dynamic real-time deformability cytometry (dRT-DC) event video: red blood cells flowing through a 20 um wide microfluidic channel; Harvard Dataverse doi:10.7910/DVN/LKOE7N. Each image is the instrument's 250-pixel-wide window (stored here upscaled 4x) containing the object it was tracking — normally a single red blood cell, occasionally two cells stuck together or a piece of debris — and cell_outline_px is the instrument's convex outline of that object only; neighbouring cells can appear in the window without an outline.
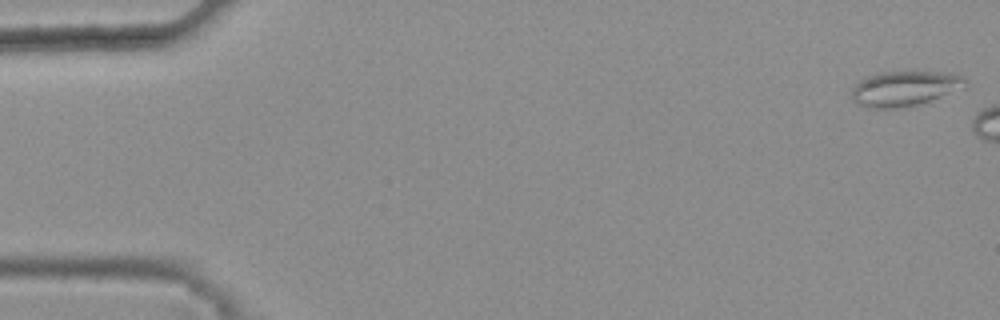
{"species": "common noctule bat (a hibernating species)", "species_latin": "Nyctalus noctula", "temperature_condition": "warm", "stored_images_in_passage": 6, "camera_frame_rate_fps": 3000, "um_per_image_px": 0.085, "animal": {"sex": "female", "body_mass_g": 25.1}, "frame": {"image": 1, "passage_image": 1, "time_ms": 0.0, "image_size_px": [1000, 320], "cell_outline_px": [[968, 84], [964, 88], [916, 104], [900, 108], [868, 108], [852, 100], [852, 88], [864, 76], [880, 72], [912, 68], [952, 72], [964, 76], [968, 80]], "centroid_in_image_um": [76.94, 7.43], "position_along_channel_um": 8.1, "area_um2": 24.28}}